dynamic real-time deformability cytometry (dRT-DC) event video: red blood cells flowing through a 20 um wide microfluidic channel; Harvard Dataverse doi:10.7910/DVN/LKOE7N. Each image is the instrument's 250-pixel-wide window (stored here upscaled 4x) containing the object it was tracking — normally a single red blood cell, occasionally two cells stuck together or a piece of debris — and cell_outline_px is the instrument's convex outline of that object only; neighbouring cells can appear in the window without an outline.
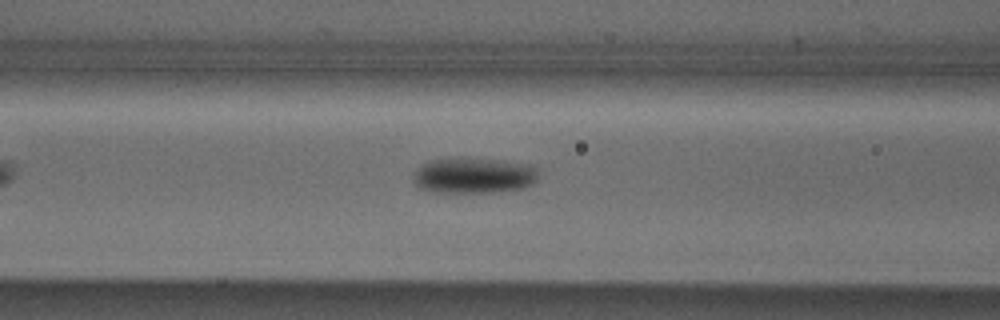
{"species": "Egyptian fruit bat (a non-hibernating species)", "species_latin": "Rousettus aegyptiacus", "temperature_condition": "cold", "stored_images_in_passage": 44, "camera_frame_rate_fps": 3000, "um_per_image_px": 0.085, "animal": {"sex": "male"}, "frame": {"image": 1, "passage_image": 12, "time_ms": 3.667, "image_size_px": [1000, 320], "cell_outline_px": [[536, 180], [532, 184], [524, 188], [496, 192], [432, 192], [420, 188], [416, 184], [416, 168], [420, 164], [432, 160], [500, 160], [532, 164], [536, 168]], "centroid_in_image_um": [40.31, 14.94], "position_along_channel_um": 126.3, "area_um2": 25.37}}
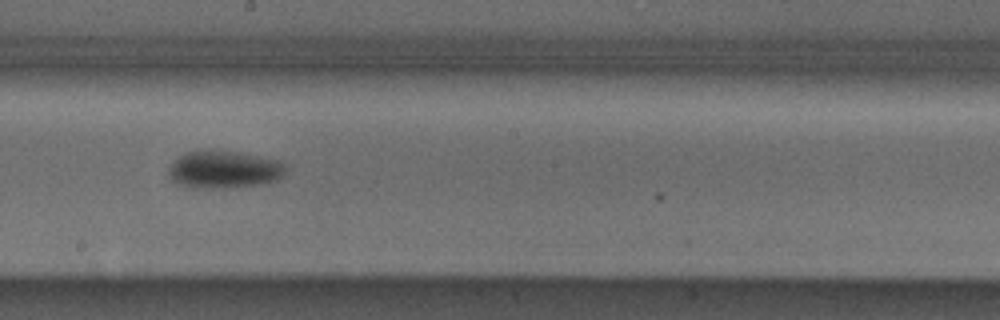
{"frame": {"image": 2, "passage_image": 20, "time_ms": 6.333, "image_size_px": [1000, 320], "cell_outline_px": [[284, 172], [276, 180], [256, 184], [232, 188], [192, 188], [176, 184], [168, 176], [168, 168], [184, 152], [236, 152], [280, 160], [284, 164]], "centroid_in_image_um": [19.0, 14.44], "position_along_channel_um": 229.2, "area_um2": 25.09}}
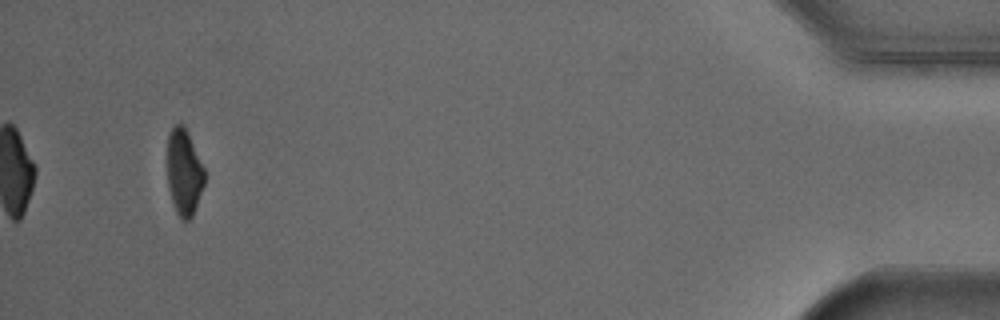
{"frame": {"image": 3, "passage_image": 41, "time_ms": 13.333, "image_size_px": [1000, 320], "cell_outline_px": [[204, 184], [192, 216], [188, 220], [180, 220], [172, 204], [168, 188], [168, 136], [172, 128], [176, 124], [184, 124], [188, 132], [204, 168]], "centroid_in_image_um": [15.63, 14.66], "position_along_channel_um": 419.6, "area_um2": 18.61}, "authors_computed_cell_mechanics": {"area_um2": 23.1489, "velocity_mm_per_s": 3.8622, "shape_relaxation_time_tau1_ms": 2.1081, "shape_relaxation_time_tau2_ms": null, "deformation_change_tau1": 0.1044, "deformation_change_tau2": null}}